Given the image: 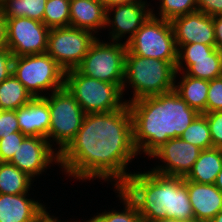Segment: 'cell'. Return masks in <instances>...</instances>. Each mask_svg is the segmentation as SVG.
Here are the masks:
<instances>
[{
    "mask_svg": "<svg viewBox=\"0 0 222 222\" xmlns=\"http://www.w3.org/2000/svg\"><path fill=\"white\" fill-rule=\"evenodd\" d=\"M200 152L199 147L180 137L170 138L148 157V160L150 158L153 162H155L154 159L158 160L153 163L155 167H149V169L163 175L186 177L192 170Z\"/></svg>",
    "mask_w": 222,
    "mask_h": 222,
    "instance_id": "cell-15",
    "label": "cell"
},
{
    "mask_svg": "<svg viewBox=\"0 0 222 222\" xmlns=\"http://www.w3.org/2000/svg\"><path fill=\"white\" fill-rule=\"evenodd\" d=\"M20 132L30 137H44L48 140L50 110L44 97L33 98L16 110Z\"/></svg>",
    "mask_w": 222,
    "mask_h": 222,
    "instance_id": "cell-19",
    "label": "cell"
},
{
    "mask_svg": "<svg viewBox=\"0 0 222 222\" xmlns=\"http://www.w3.org/2000/svg\"><path fill=\"white\" fill-rule=\"evenodd\" d=\"M215 186L222 192V169L217 176Z\"/></svg>",
    "mask_w": 222,
    "mask_h": 222,
    "instance_id": "cell-40",
    "label": "cell"
},
{
    "mask_svg": "<svg viewBox=\"0 0 222 222\" xmlns=\"http://www.w3.org/2000/svg\"><path fill=\"white\" fill-rule=\"evenodd\" d=\"M152 15L168 21L198 10L197 0H152ZM157 3V4H156ZM157 7V10H155ZM159 9V10H158Z\"/></svg>",
    "mask_w": 222,
    "mask_h": 222,
    "instance_id": "cell-27",
    "label": "cell"
},
{
    "mask_svg": "<svg viewBox=\"0 0 222 222\" xmlns=\"http://www.w3.org/2000/svg\"><path fill=\"white\" fill-rule=\"evenodd\" d=\"M176 64L177 62L133 55L127 50L122 92L125 96L131 90L132 96H125L126 103L173 91Z\"/></svg>",
    "mask_w": 222,
    "mask_h": 222,
    "instance_id": "cell-4",
    "label": "cell"
},
{
    "mask_svg": "<svg viewBox=\"0 0 222 222\" xmlns=\"http://www.w3.org/2000/svg\"><path fill=\"white\" fill-rule=\"evenodd\" d=\"M157 222H196V221H179V220H174V219H164Z\"/></svg>",
    "mask_w": 222,
    "mask_h": 222,
    "instance_id": "cell-43",
    "label": "cell"
},
{
    "mask_svg": "<svg viewBox=\"0 0 222 222\" xmlns=\"http://www.w3.org/2000/svg\"><path fill=\"white\" fill-rule=\"evenodd\" d=\"M126 53L125 43L102 40L99 36L76 69L85 76L123 88Z\"/></svg>",
    "mask_w": 222,
    "mask_h": 222,
    "instance_id": "cell-8",
    "label": "cell"
},
{
    "mask_svg": "<svg viewBox=\"0 0 222 222\" xmlns=\"http://www.w3.org/2000/svg\"><path fill=\"white\" fill-rule=\"evenodd\" d=\"M12 74L33 98L64 88L65 71L47 52L14 57Z\"/></svg>",
    "mask_w": 222,
    "mask_h": 222,
    "instance_id": "cell-6",
    "label": "cell"
},
{
    "mask_svg": "<svg viewBox=\"0 0 222 222\" xmlns=\"http://www.w3.org/2000/svg\"><path fill=\"white\" fill-rule=\"evenodd\" d=\"M222 111V77L209 80L206 113Z\"/></svg>",
    "mask_w": 222,
    "mask_h": 222,
    "instance_id": "cell-31",
    "label": "cell"
},
{
    "mask_svg": "<svg viewBox=\"0 0 222 222\" xmlns=\"http://www.w3.org/2000/svg\"><path fill=\"white\" fill-rule=\"evenodd\" d=\"M113 191L116 193V198H118V206L115 209H100V212H96L90 218H84L83 222H143L141 215L138 212L135 203L126 195L124 191L120 188H114ZM120 200V201H119ZM123 208H121V206Z\"/></svg>",
    "mask_w": 222,
    "mask_h": 222,
    "instance_id": "cell-23",
    "label": "cell"
},
{
    "mask_svg": "<svg viewBox=\"0 0 222 222\" xmlns=\"http://www.w3.org/2000/svg\"><path fill=\"white\" fill-rule=\"evenodd\" d=\"M134 171L119 187L135 203L143 222L164 219L195 221L189 200L187 179L157 173L151 169Z\"/></svg>",
    "mask_w": 222,
    "mask_h": 222,
    "instance_id": "cell-3",
    "label": "cell"
},
{
    "mask_svg": "<svg viewBox=\"0 0 222 222\" xmlns=\"http://www.w3.org/2000/svg\"><path fill=\"white\" fill-rule=\"evenodd\" d=\"M50 208L51 207H48L47 205L35 218L28 222H56L60 216H57L56 214L54 215L53 212L51 214Z\"/></svg>",
    "mask_w": 222,
    "mask_h": 222,
    "instance_id": "cell-37",
    "label": "cell"
},
{
    "mask_svg": "<svg viewBox=\"0 0 222 222\" xmlns=\"http://www.w3.org/2000/svg\"><path fill=\"white\" fill-rule=\"evenodd\" d=\"M203 114L207 118L213 147L222 148V111Z\"/></svg>",
    "mask_w": 222,
    "mask_h": 222,
    "instance_id": "cell-32",
    "label": "cell"
},
{
    "mask_svg": "<svg viewBox=\"0 0 222 222\" xmlns=\"http://www.w3.org/2000/svg\"><path fill=\"white\" fill-rule=\"evenodd\" d=\"M209 80L195 78L184 72H176L174 91L199 113H206Z\"/></svg>",
    "mask_w": 222,
    "mask_h": 222,
    "instance_id": "cell-21",
    "label": "cell"
},
{
    "mask_svg": "<svg viewBox=\"0 0 222 222\" xmlns=\"http://www.w3.org/2000/svg\"><path fill=\"white\" fill-rule=\"evenodd\" d=\"M197 8L211 17L222 15V0H197Z\"/></svg>",
    "mask_w": 222,
    "mask_h": 222,
    "instance_id": "cell-35",
    "label": "cell"
},
{
    "mask_svg": "<svg viewBox=\"0 0 222 222\" xmlns=\"http://www.w3.org/2000/svg\"><path fill=\"white\" fill-rule=\"evenodd\" d=\"M132 116L133 145L148 157L170 138H178L200 114L173 90L128 103Z\"/></svg>",
    "mask_w": 222,
    "mask_h": 222,
    "instance_id": "cell-2",
    "label": "cell"
},
{
    "mask_svg": "<svg viewBox=\"0 0 222 222\" xmlns=\"http://www.w3.org/2000/svg\"><path fill=\"white\" fill-rule=\"evenodd\" d=\"M19 131L16 110H0V139Z\"/></svg>",
    "mask_w": 222,
    "mask_h": 222,
    "instance_id": "cell-33",
    "label": "cell"
},
{
    "mask_svg": "<svg viewBox=\"0 0 222 222\" xmlns=\"http://www.w3.org/2000/svg\"><path fill=\"white\" fill-rule=\"evenodd\" d=\"M184 141L199 147L201 150L213 148L207 118L200 113L180 136Z\"/></svg>",
    "mask_w": 222,
    "mask_h": 222,
    "instance_id": "cell-28",
    "label": "cell"
},
{
    "mask_svg": "<svg viewBox=\"0 0 222 222\" xmlns=\"http://www.w3.org/2000/svg\"><path fill=\"white\" fill-rule=\"evenodd\" d=\"M63 220H61V218L60 219H58V222H83V218H81V220L80 219H78L77 218V220H74L73 218L71 219H69V220H65L64 218H62ZM65 220V221H64Z\"/></svg>",
    "mask_w": 222,
    "mask_h": 222,
    "instance_id": "cell-42",
    "label": "cell"
},
{
    "mask_svg": "<svg viewBox=\"0 0 222 222\" xmlns=\"http://www.w3.org/2000/svg\"><path fill=\"white\" fill-rule=\"evenodd\" d=\"M70 0H47L43 23L48 28L70 26Z\"/></svg>",
    "mask_w": 222,
    "mask_h": 222,
    "instance_id": "cell-29",
    "label": "cell"
},
{
    "mask_svg": "<svg viewBox=\"0 0 222 222\" xmlns=\"http://www.w3.org/2000/svg\"><path fill=\"white\" fill-rule=\"evenodd\" d=\"M33 193L0 194V222H28L35 218L47 204Z\"/></svg>",
    "mask_w": 222,
    "mask_h": 222,
    "instance_id": "cell-18",
    "label": "cell"
},
{
    "mask_svg": "<svg viewBox=\"0 0 222 222\" xmlns=\"http://www.w3.org/2000/svg\"><path fill=\"white\" fill-rule=\"evenodd\" d=\"M222 52L216 45L192 43L177 50L176 72L195 78L212 80L221 76Z\"/></svg>",
    "mask_w": 222,
    "mask_h": 222,
    "instance_id": "cell-13",
    "label": "cell"
},
{
    "mask_svg": "<svg viewBox=\"0 0 222 222\" xmlns=\"http://www.w3.org/2000/svg\"><path fill=\"white\" fill-rule=\"evenodd\" d=\"M151 2L139 0L107 8L105 31L108 30L105 34L108 33V38L106 40L127 44L152 14Z\"/></svg>",
    "mask_w": 222,
    "mask_h": 222,
    "instance_id": "cell-12",
    "label": "cell"
},
{
    "mask_svg": "<svg viewBox=\"0 0 222 222\" xmlns=\"http://www.w3.org/2000/svg\"><path fill=\"white\" fill-rule=\"evenodd\" d=\"M133 55L177 62V47L171 22L152 14L127 42Z\"/></svg>",
    "mask_w": 222,
    "mask_h": 222,
    "instance_id": "cell-9",
    "label": "cell"
},
{
    "mask_svg": "<svg viewBox=\"0 0 222 222\" xmlns=\"http://www.w3.org/2000/svg\"><path fill=\"white\" fill-rule=\"evenodd\" d=\"M216 49L222 52V15L213 16Z\"/></svg>",
    "mask_w": 222,
    "mask_h": 222,
    "instance_id": "cell-36",
    "label": "cell"
},
{
    "mask_svg": "<svg viewBox=\"0 0 222 222\" xmlns=\"http://www.w3.org/2000/svg\"><path fill=\"white\" fill-rule=\"evenodd\" d=\"M7 49L14 57L47 52L50 28L27 17L6 18Z\"/></svg>",
    "mask_w": 222,
    "mask_h": 222,
    "instance_id": "cell-11",
    "label": "cell"
},
{
    "mask_svg": "<svg viewBox=\"0 0 222 222\" xmlns=\"http://www.w3.org/2000/svg\"><path fill=\"white\" fill-rule=\"evenodd\" d=\"M64 87L86 114L112 112L127 104L119 85L85 76L77 69L65 72Z\"/></svg>",
    "mask_w": 222,
    "mask_h": 222,
    "instance_id": "cell-5",
    "label": "cell"
},
{
    "mask_svg": "<svg viewBox=\"0 0 222 222\" xmlns=\"http://www.w3.org/2000/svg\"><path fill=\"white\" fill-rule=\"evenodd\" d=\"M97 37L89 30L72 26L51 28L47 53L67 72L79 66Z\"/></svg>",
    "mask_w": 222,
    "mask_h": 222,
    "instance_id": "cell-10",
    "label": "cell"
},
{
    "mask_svg": "<svg viewBox=\"0 0 222 222\" xmlns=\"http://www.w3.org/2000/svg\"><path fill=\"white\" fill-rule=\"evenodd\" d=\"M0 49H7V21L0 9Z\"/></svg>",
    "mask_w": 222,
    "mask_h": 222,
    "instance_id": "cell-38",
    "label": "cell"
},
{
    "mask_svg": "<svg viewBox=\"0 0 222 222\" xmlns=\"http://www.w3.org/2000/svg\"><path fill=\"white\" fill-rule=\"evenodd\" d=\"M27 136L22 132H14L0 139V162H9L19 145Z\"/></svg>",
    "mask_w": 222,
    "mask_h": 222,
    "instance_id": "cell-30",
    "label": "cell"
},
{
    "mask_svg": "<svg viewBox=\"0 0 222 222\" xmlns=\"http://www.w3.org/2000/svg\"><path fill=\"white\" fill-rule=\"evenodd\" d=\"M170 22L177 49L181 45L192 43L215 45L213 17L197 10L178 16Z\"/></svg>",
    "mask_w": 222,
    "mask_h": 222,
    "instance_id": "cell-16",
    "label": "cell"
},
{
    "mask_svg": "<svg viewBox=\"0 0 222 222\" xmlns=\"http://www.w3.org/2000/svg\"><path fill=\"white\" fill-rule=\"evenodd\" d=\"M14 56L8 49H0V83L12 75Z\"/></svg>",
    "mask_w": 222,
    "mask_h": 222,
    "instance_id": "cell-34",
    "label": "cell"
},
{
    "mask_svg": "<svg viewBox=\"0 0 222 222\" xmlns=\"http://www.w3.org/2000/svg\"><path fill=\"white\" fill-rule=\"evenodd\" d=\"M100 1L104 4L105 8L107 9L114 5L126 4L139 0H100Z\"/></svg>",
    "mask_w": 222,
    "mask_h": 222,
    "instance_id": "cell-39",
    "label": "cell"
},
{
    "mask_svg": "<svg viewBox=\"0 0 222 222\" xmlns=\"http://www.w3.org/2000/svg\"><path fill=\"white\" fill-rule=\"evenodd\" d=\"M187 189L196 222H210L222 210V192L215 184L187 180Z\"/></svg>",
    "mask_w": 222,
    "mask_h": 222,
    "instance_id": "cell-17",
    "label": "cell"
},
{
    "mask_svg": "<svg viewBox=\"0 0 222 222\" xmlns=\"http://www.w3.org/2000/svg\"><path fill=\"white\" fill-rule=\"evenodd\" d=\"M210 222H222V210Z\"/></svg>",
    "mask_w": 222,
    "mask_h": 222,
    "instance_id": "cell-41",
    "label": "cell"
},
{
    "mask_svg": "<svg viewBox=\"0 0 222 222\" xmlns=\"http://www.w3.org/2000/svg\"><path fill=\"white\" fill-rule=\"evenodd\" d=\"M137 157L140 161L126 104L112 112L85 115L74 139L59 154V172L82 184L98 179L111 189L119 188L133 173L128 166Z\"/></svg>",
    "mask_w": 222,
    "mask_h": 222,
    "instance_id": "cell-1",
    "label": "cell"
},
{
    "mask_svg": "<svg viewBox=\"0 0 222 222\" xmlns=\"http://www.w3.org/2000/svg\"><path fill=\"white\" fill-rule=\"evenodd\" d=\"M44 98L50 110L48 142L60 154L81 128L86 113L65 87Z\"/></svg>",
    "mask_w": 222,
    "mask_h": 222,
    "instance_id": "cell-7",
    "label": "cell"
},
{
    "mask_svg": "<svg viewBox=\"0 0 222 222\" xmlns=\"http://www.w3.org/2000/svg\"><path fill=\"white\" fill-rule=\"evenodd\" d=\"M47 0H0V9L5 18L27 17L43 22Z\"/></svg>",
    "mask_w": 222,
    "mask_h": 222,
    "instance_id": "cell-26",
    "label": "cell"
},
{
    "mask_svg": "<svg viewBox=\"0 0 222 222\" xmlns=\"http://www.w3.org/2000/svg\"><path fill=\"white\" fill-rule=\"evenodd\" d=\"M32 99V95L13 74L0 83V110H17Z\"/></svg>",
    "mask_w": 222,
    "mask_h": 222,
    "instance_id": "cell-25",
    "label": "cell"
},
{
    "mask_svg": "<svg viewBox=\"0 0 222 222\" xmlns=\"http://www.w3.org/2000/svg\"><path fill=\"white\" fill-rule=\"evenodd\" d=\"M34 181L42 178L52 165L59 167V153L51 146L47 138L27 136L9 161ZM45 172V173H44ZM41 176V177H39Z\"/></svg>",
    "mask_w": 222,
    "mask_h": 222,
    "instance_id": "cell-14",
    "label": "cell"
},
{
    "mask_svg": "<svg viewBox=\"0 0 222 222\" xmlns=\"http://www.w3.org/2000/svg\"><path fill=\"white\" fill-rule=\"evenodd\" d=\"M33 184L34 180L16 166L10 162H0V194L30 193L35 191L36 185Z\"/></svg>",
    "mask_w": 222,
    "mask_h": 222,
    "instance_id": "cell-24",
    "label": "cell"
},
{
    "mask_svg": "<svg viewBox=\"0 0 222 222\" xmlns=\"http://www.w3.org/2000/svg\"><path fill=\"white\" fill-rule=\"evenodd\" d=\"M222 169V148L201 150L192 170L185 177L188 181L201 184H215Z\"/></svg>",
    "mask_w": 222,
    "mask_h": 222,
    "instance_id": "cell-22",
    "label": "cell"
},
{
    "mask_svg": "<svg viewBox=\"0 0 222 222\" xmlns=\"http://www.w3.org/2000/svg\"><path fill=\"white\" fill-rule=\"evenodd\" d=\"M70 26L93 32L105 31L106 8L100 0H70Z\"/></svg>",
    "mask_w": 222,
    "mask_h": 222,
    "instance_id": "cell-20",
    "label": "cell"
}]
</instances>
